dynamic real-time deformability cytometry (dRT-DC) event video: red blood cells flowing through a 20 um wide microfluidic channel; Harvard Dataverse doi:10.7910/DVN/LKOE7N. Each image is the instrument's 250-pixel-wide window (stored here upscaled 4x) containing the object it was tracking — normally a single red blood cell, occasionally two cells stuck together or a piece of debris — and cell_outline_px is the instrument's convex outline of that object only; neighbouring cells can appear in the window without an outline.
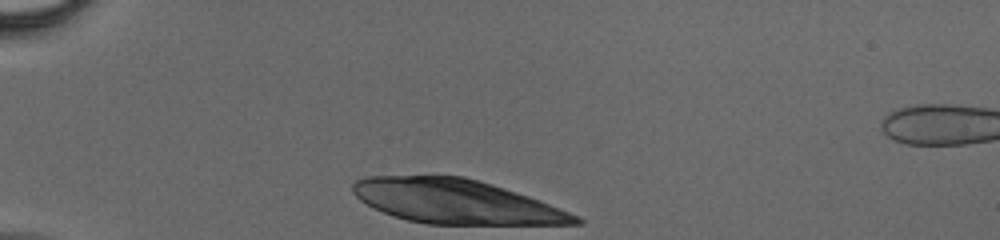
{"species": "human", "species_latin": "Homo sapiens", "temperature_condition": "cold", "stored_images_in_passage": 13, "camera_frame_rate_fps": 3000, "um_per_image_px": 0.085, "donor": {"sex": "male"}, "frame": {"image": 1, "passage_image": 1, "time_ms": 0.0, "image_size_px": [1000, 240], "cell_outline_px": [[584, 224], [428, 224], [408, 220], [392, 216], [372, 208], [360, 200], [352, 192], [352, 184], [356, 180], [368, 176], [464, 176], [492, 184], [540, 200], [580, 216], [584, 220]], "centroid_in_image_um": [38.75, 17.14], "position_along_channel_um": 46.2, "area_um2": 57.22}}